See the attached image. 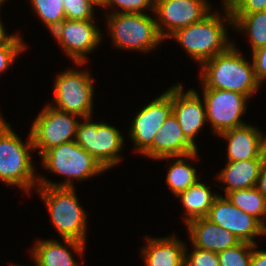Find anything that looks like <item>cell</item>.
<instances>
[{
  "mask_svg": "<svg viewBox=\"0 0 266 266\" xmlns=\"http://www.w3.org/2000/svg\"><path fill=\"white\" fill-rule=\"evenodd\" d=\"M45 201L50 218L70 249L82 253L86 236V212L79 205L74 187L37 186Z\"/></svg>",
  "mask_w": 266,
  "mask_h": 266,
  "instance_id": "cell-1",
  "label": "cell"
},
{
  "mask_svg": "<svg viewBox=\"0 0 266 266\" xmlns=\"http://www.w3.org/2000/svg\"><path fill=\"white\" fill-rule=\"evenodd\" d=\"M201 65L204 88L234 91L250 98L260 87L253 63L247 62L233 44Z\"/></svg>",
  "mask_w": 266,
  "mask_h": 266,
  "instance_id": "cell-2",
  "label": "cell"
},
{
  "mask_svg": "<svg viewBox=\"0 0 266 266\" xmlns=\"http://www.w3.org/2000/svg\"><path fill=\"white\" fill-rule=\"evenodd\" d=\"M34 149L31 134L26 144L20 140L11 124L0 116V179L7 185H16L27 193L34 187L37 177L29 151Z\"/></svg>",
  "mask_w": 266,
  "mask_h": 266,
  "instance_id": "cell-3",
  "label": "cell"
},
{
  "mask_svg": "<svg viewBox=\"0 0 266 266\" xmlns=\"http://www.w3.org/2000/svg\"><path fill=\"white\" fill-rule=\"evenodd\" d=\"M45 169L64 175L66 181L56 184L39 178V185L48 187H74L70 179L86 180L105 171L102 165L75 141L50 148L41 155Z\"/></svg>",
  "mask_w": 266,
  "mask_h": 266,
  "instance_id": "cell-4",
  "label": "cell"
},
{
  "mask_svg": "<svg viewBox=\"0 0 266 266\" xmlns=\"http://www.w3.org/2000/svg\"><path fill=\"white\" fill-rule=\"evenodd\" d=\"M221 18L219 14L209 13L200 21L177 30L170 38H175L192 59L202 64L232 45Z\"/></svg>",
  "mask_w": 266,
  "mask_h": 266,
  "instance_id": "cell-5",
  "label": "cell"
},
{
  "mask_svg": "<svg viewBox=\"0 0 266 266\" xmlns=\"http://www.w3.org/2000/svg\"><path fill=\"white\" fill-rule=\"evenodd\" d=\"M115 46L147 52L163 40L156 20L148 14L110 13L107 17Z\"/></svg>",
  "mask_w": 266,
  "mask_h": 266,
  "instance_id": "cell-6",
  "label": "cell"
},
{
  "mask_svg": "<svg viewBox=\"0 0 266 266\" xmlns=\"http://www.w3.org/2000/svg\"><path fill=\"white\" fill-rule=\"evenodd\" d=\"M89 119L84 118L83 123H78L74 141L92 155L105 170L112 168L121 160L118 152L124 145V138L114 126L103 122L92 123Z\"/></svg>",
  "mask_w": 266,
  "mask_h": 266,
  "instance_id": "cell-7",
  "label": "cell"
},
{
  "mask_svg": "<svg viewBox=\"0 0 266 266\" xmlns=\"http://www.w3.org/2000/svg\"><path fill=\"white\" fill-rule=\"evenodd\" d=\"M88 71L68 70L57 76L54 100L61 111L73 113L81 119L90 118L93 107V81Z\"/></svg>",
  "mask_w": 266,
  "mask_h": 266,
  "instance_id": "cell-8",
  "label": "cell"
},
{
  "mask_svg": "<svg viewBox=\"0 0 266 266\" xmlns=\"http://www.w3.org/2000/svg\"><path fill=\"white\" fill-rule=\"evenodd\" d=\"M80 117L73 113L61 111L52 105L44 107L32 123L30 130L34 149H40L39 155L52 147L74 141Z\"/></svg>",
  "mask_w": 266,
  "mask_h": 266,
  "instance_id": "cell-9",
  "label": "cell"
},
{
  "mask_svg": "<svg viewBox=\"0 0 266 266\" xmlns=\"http://www.w3.org/2000/svg\"><path fill=\"white\" fill-rule=\"evenodd\" d=\"M203 99L208 119L214 132L219 135L224 131L237 128L246 123L241 115L247 109V96L223 89L203 88Z\"/></svg>",
  "mask_w": 266,
  "mask_h": 266,
  "instance_id": "cell-10",
  "label": "cell"
},
{
  "mask_svg": "<svg viewBox=\"0 0 266 266\" xmlns=\"http://www.w3.org/2000/svg\"><path fill=\"white\" fill-rule=\"evenodd\" d=\"M208 4L206 0H155L154 13L161 21L156 20V26L162 39L206 17L211 9Z\"/></svg>",
  "mask_w": 266,
  "mask_h": 266,
  "instance_id": "cell-11",
  "label": "cell"
},
{
  "mask_svg": "<svg viewBox=\"0 0 266 266\" xmlns=\"http://www.w3.org/2000/svg\"><path fill=\"white\" fill-rule=\"evenodd\" d=\"M94 20H63L51 33L76 64H84L86 54L100 43V30Z\"/></svg>",
  "mask_w": 266,
  "mask_h": 266,
  "instance_id": "cell-12",
  "label": "cell"
},
{
  "mask_svg": "<svg viewBox=\"0 0 266 266\" xmlns=\"http://www.w3.org/2000/svg\"><path fill=\"white\" fill-rule=\"evenodd\" d=\"M172 113V87L135 116L130 136L142 155L152 146L159 128Z\"/></svg>",
  "mask_w": 266,
  "mask_h": 266,
  "instance_id": "cell-13",
  "label": "cell"
},
{
  "mask_svg": "<svg viewBox=\"0 0 266 266\" xmlns=\"http://www.w3.org/2000/svg\"><path fill=\"white\" fill-rule=\"evenodd\" d=\"M206 218L242 242L256 244L253 238L263 234L261 222L233 205L227 197L218 195Z\"/></svg>",
  "mask_w": 266,
  "mask_h": 266,
  "instance_id": "cell-14",
  "label": "cell"
},
{
  "mask_svg": "<svg viewBox=\"0 0 266 266\" xmlns=\"http://www.w3.org/2000/svg\"><path fill=\"white\" fill-rule=\"evenodd\" d=\"M172 112L186 138L196 146L195 135L207 121L205 105L203 106L199 94L192 89L184 93L181 84L175 85L172 87Z\"/></svg>",
  "mask_w": 266,
  "mask_h": 266,
  "instance_id": "cell-15",
  "label": "cell"
},
{
  "mask_svg": "<svg viewBox=\"0 0 266 266\" xmlns=\"http://www.w3.org/2000/svg\"><path fill=\"white\" fill-rule=\"evenodd\" d=\"M195 151H198L197 147L186 138L177 117L172 112L159 128L152 146L143 155L162 160Z\"/></svg>",
  "mask_w": 266,
  "mask_h": 266,
  "instance_id": "cell-16",
  "label": "cell"
},
{
  "mask_svg": "<svg viewBox=\"0 0 266 266\" xmlns=\"http://www.w3.org/2000/svg\"><path fill=\"white\" fill-rule=\"evenodd\" d=\"M219 136L228 140V161L262 159L266 151V136L248 124L222 132Z\"/></svg>",
  "mask_w": 266,
  "mask_h": 266,
  "instance_id": "cell-17",
  "label": "cell"
},
{
  "mask_svg": "<svg viewBox=\"0 0 266 266\" xmlns=\"http://www.w3.org/2000/svg\"><path fill=\"white\" fill-rule=\"evenodd\" d=\"M192 246L219 253L237 245L240 240L208 218H196L187 224Z\"/></svg>",
  "mask_w": 266,
  "mask_h": 266,
  "instance_id": "cell-18",
  "label": "cell"
},
{
  "mask_svg": "<svg viewBox=\"0 0 266 266\" xmlns=\"http://www.w3.org/2000/svg\"><path fill=\"white\" fill-rule=\"evenodd\" d=\"M142 249L146 266H184L185 246L176 237L147 238Z\"/></svg>",
  "mask_w": 266,
  "mask_h": 266,
  "instance_id": "cell-19",
  "label": "cell"
},
{
  "mask_svg": "<svg viewBox=\"0 0 266 266\" xmlns=\"http://www.w3.org/2000/svg\"><path fill=\"white\" fill-rule=\"evenodd\" d=\"M262 159L227 161L226 167L218 174V179L227 184L226 194L233 190L256 187Z\"/></svg>",
  "mask_w": 266,
  "mask_h": 266,
  "instance_id": "cell-20",
  "label": "cell"
},
{
  "mask_svg": "<svg viewBox=\"0 0 266 266\" xmlns=\"http://www.w3.org/2000/svg\"><path fill=\"white\" fill-rule=\"evenodd\" d=\"M228 24L239 30L247 31L252 51L266 45V10L255 13H231L227 4H224Z\"/></svg>",
  "mask_w": 266,
  "mask_h": 266,
  "instance_id": "cell-21",
  "label": "cell"
},
{
  "mask_svg": "<svg viewBox=\"0 0 266 266\" xmlns=\"http://www.w3.org/2000/svg\"><path fill=\"white\" fill-rule=\"evenodd\" d=\"M217 196V194H212L209 188L199 181L179 193L176 197L181 199L186 215H188L184 218V223L187 224L196 218L207 217Z\"/></svg>",
  "mask_w": 266,
  "mask_h": 266,
  "instance_id": "cell-22",
  "label": "cell"
},
{
  "mask_svg": "<svg viewBox=\"0 0 266 266\" xmlns=\"http://www.w3.org/2000/svg\"><path fill=\"white\" fill-rule=\"evenodd\" d=\"M32 256L38 266H80L72 257L67 246L56 240H40L34 246Z\"/></svg>",
  "mask_w": 266,
  "mask_h": 266,
  "instance_id": "cell-23",
  "label": "cell"
},
{
  "mask_svg": "<svg viewBox=\"0 0 266 266\" xmlns=\"http://www.w3.org/2000/svg\"><path fill=\"white\" fill-rule=\"evenodd\" d=\"M226 197L233 205L258 219L261 222L263 235H266V222L262 219L266 213V199L256 187L233 190L228 192Z\"/></svg>",
  "mask_w": 266,
  "mask_h": 266,
  "instance_id": "cell-24",
  "label": "cell"
},
{
  "mask_svg": "<svg viewBox=\"0 0 266 266\" xmlns=\"http://www.w3.org/2000/svg\"><path fill=\"white\" fill-rule=\"evenodd\" d=\"M197 153L198 151H195L183 156L166 157V159L178 158L173 165H170L166 176V183L175 196L187 190L199 180L196 175V169L183 160V158L194 159L197 157Z\"/></svg>",
  "mask_w": 266,
  "mask_h": 266,
  "instance_id": "cell-25",
  "label": "cell"
},
{
  "mask_svg": "<svg viewBox=\"0 0 266 266\" xmlns=\"http://www.w3.org/2000/svg\"><path fill=\"white\" fill-rule=\"evenodd\" d=\"M33 9L52 32L66 19L62 0H31Z\"/></svg>",
  "mask_w": 266,
  "mask_h": 266,
  "instance_id": "cell-26",
  "label": "cell"
},
{
  "mask_svg": "<svg viewBox=\"0 0 266 266\" xmlns=\"http://www.w3.org/2000/svg\"><path fill=\"white\" fill-rule=\"evenodd\" d=\"M255 244L240 241L237 245L217 253L220 266H250Z\"/></svg>",
  "mask_w": 266,
  "mask_h": 266,
  "instance_id": "cell-27",
  "label": "cell"
},
{
  "mask_svg": "<svg viewBox=\"0 0 266 266\" xmlns=\"http://www.w3.org/2000/svg\"><path fill=\"white\" fill-rule=\"evenodd\" d=\"M20 36L11 35L8 39L0 42V73L4 72L20 52L25 49V44Z\"/></svg>",
  "mask_w": 266,
  "mask_h": 266,
  "instance_id": "cell-28",
  "label": "cell"
},
{
  "mask_svg": "<svg viewBox=\"0 0 266 266\" xmlns=\"http://www.w3.org/2000/svg\"><path fill=\"white\" fill-rule=\"evenodd\" d=\"M66 19L93 20V7L96 4L92 0H62Z\"/></svg>",
  "mask_w": 266,
  "mask_h": 266,
  "instance_id": "cell-29",
  "label": "cell"
},
{
  "mask_svg": "<svg viewBox=\"0 0 266 266\" xmlns=\"http://www.w3.org/2000/svg\"><path fill=\"white\" fill-rule=\"evenodd\" d=\"M193 247L192 253L187 255L185 246L184 266H220L217 253Z\"/></svg>",
  "mask_w": 266,
  "mask_h": 266,
  "instance_id": "cell-30",
  "label": "cell"
},
{
  "mask_svg": "<svg viewBox=\"0 0 266 266\" xmlns=\"http://www.w3.org/2000/svg\"><path fill=\"white\" fill-rule=\"evenodd\" d=\"M155 0H106L104 7L116 5L121 8L118 13L144 14V10L150 8L154 12Z\"/></svg>",
  "mask_w": 266,
  "mask_h": 266,
  "instance_id": "cell-31",
  "label": "cell"
},
{
  "mask_svg": "<svg viewBox=\"0 0 266 266\" xmlns=\"http://www.w3.org/2000/svg\"><path fill=\"white\" fill-rule=\"evenodd\" d=\"M227 5L231 13H255L266 10V0H231Z\"/></svg>",
  "mask_w": 266,
  "mask_h": 266,
  "instance_id": "cell-32",
  "label": "cell"
},
{
  "mask_svg": "<svg viewBox=\"0 0 266 266\" xmlns=\"http://www.w3.org/2000/svg\"><path fill=\"white\" fill-rule=\"evenodd\" d=\"M252 63L259 84L266 80V45L252 51Z\"/></svg>",
  "mask_w": 266,
  "mask_h": 266,
  "instance_id": "cell-33",
  "label": "cell"
},
{
  "mask_svg": "<svg viewBox=\"0 0 266 266\" xmlns=\"http://www.w3.org/2000/svg\"><path fill=\"white\" fill-rule=\"evenodd\" d=\"M256 188L260 194L266 199V151L262 156V163L260 168V174L257 180Z\"/></svg>",
  "mask_w": 266,
  "mask_h": 266,
  "instance_id": "cell-34",
  "label": "cell"
},
{
  "mask_svg": "<svg viewBox=\"0 0 266 266\" xmlns=\"http://www.w3.org/2000/svg\"><path fill=\"white\" fill-rule=\"evenodd\" d=\"M257 244L253 247L250 266H266V251L255 250Z\"/></svg>",
  "mask_w": 266,
  "mask_h": 266,
  "instance_id": "cell-35",
  "label": "cell"
},
{
  "mask_svg": "<svg viewBox=\"0 0 266 266\" xmlns=\"http://www.w3.org/2000/svg\"><path fill=\"white\" fill-rule=\"evenodd\" d=\"M0 7H1V5H0ZM3 27L4 26H3L2 21L0 19V42L8 39L11 36V35H8L5 33V30H4L5 28H3Z\"/></svg>",
  "mask_w": 266,
  "mask_h": 266,
  "instance_id": "cell-36",
  "label": "cell"
},
{
  "mask_svg": "<svg viewBox=\"0 0 266 266\" xmlns=\"http://www.w3.org/2000/svg\"><path fill=\"white\" fill-rule=\"evenodd\" d=\"M97 6H103L106 0H92Z\"/></svg>",
  "mask_w": 266,
  "mask_h": 266,
  "instance_id": "cell-37",
  "label": "cell"
},
{
  "mask_svg": "<svg viewBox=\"0 0 266 266\" xmlns=\"http://www.w3.org/2000/svg\"><path fill=\"white\" fill-rule=\"evenodd\" d=\"M223 4H228L231 0H223Z\"/></svg>",
  "mask_w": 266,
  "mask_h": 266,
  "instance_id": "cell-38",
  "label": "cell"
}]
</instances>
